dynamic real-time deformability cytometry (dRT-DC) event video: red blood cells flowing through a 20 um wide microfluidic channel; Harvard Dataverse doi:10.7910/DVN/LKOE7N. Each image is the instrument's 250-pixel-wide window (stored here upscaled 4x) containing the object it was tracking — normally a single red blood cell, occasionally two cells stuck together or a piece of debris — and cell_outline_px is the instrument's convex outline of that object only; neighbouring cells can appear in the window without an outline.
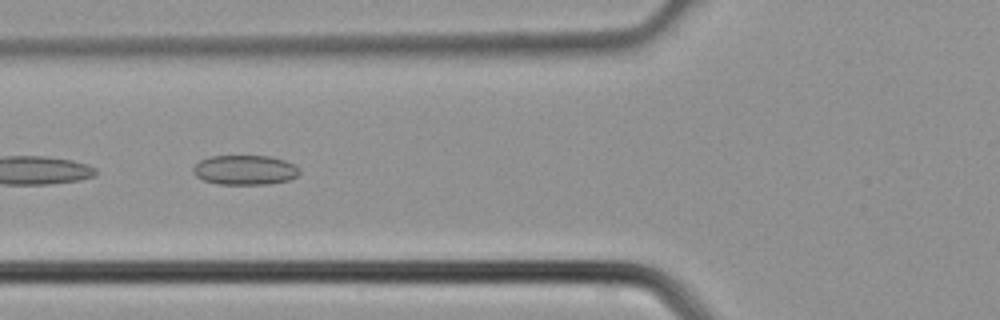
{"species": "common noctule bat (a hibernating species)", "species_latin": "Nyctalus noctula", "temperature_condition": "cold", "stored_images_in_passage": 4, "camera_frame_rate_fps": 3000, "um_per_image_px": 0.085, "animal": {"sex": "male", "body_mass_g": 21.5, "forearm_length_mm": 52.0}, "frame": {"image": 1, "passage_image": 4, "time_ms": 1.0, "image_size_px": [1000, 320], "cell_outline_px": [[300, 172], [296, 176], [288, 180], [268, 184], [216, 184], [204, 180], [196, 176], [192, 172], [192, 168], [200, 160], [212, 156], [272, 156], [284, 160], [300, 168]], "centroid_in_image_um": [20.81, 14.45], "position_along_channel_um": 105.0, "area_um2": 18.38}}